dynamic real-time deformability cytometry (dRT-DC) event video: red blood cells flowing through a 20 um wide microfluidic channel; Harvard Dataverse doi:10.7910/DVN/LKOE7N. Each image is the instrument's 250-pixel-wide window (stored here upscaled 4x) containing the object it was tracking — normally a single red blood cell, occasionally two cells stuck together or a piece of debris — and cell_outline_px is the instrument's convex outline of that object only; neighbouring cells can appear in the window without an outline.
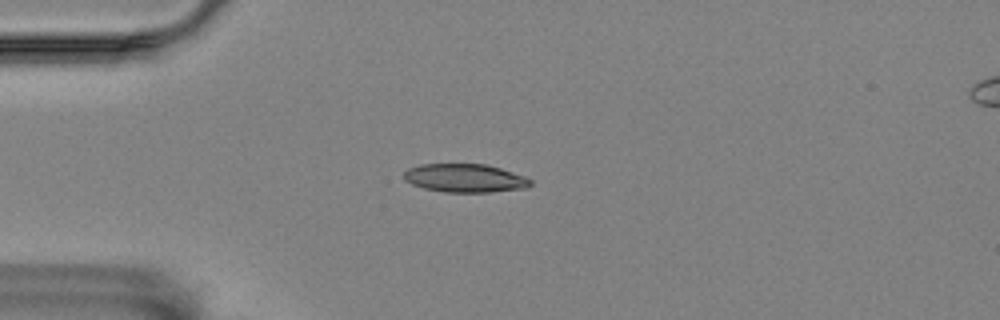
{"species": "Egyptian fruit bat (a non-hibernating species)", "species_latin": "Rousettus aegyptiacus", "temperature_condition": "room temperature", "stored_images_in_passage": 6, "camera_frame_rate_fps": 3000, "um_per_image_px": 0.085, "animal": {"sex": "female"}, "frame": {"image": 1, "passage_image": 4, "time_ms": 1.0, "image_size_px": [1000, 320], "cell_outline_px": [[532, 184], [524, 188], [492, 192], [444, 192], [424, 188], [412, 184], [404, 180], [404, 172], [408, 168], [420, 164], [484, 164], [500, 168], [524, 176], [532, 180]], "centroid_in_image_um": [39.5, 15.14], "position_along_channel_um": 45.5, "area_um2": 20.92}}
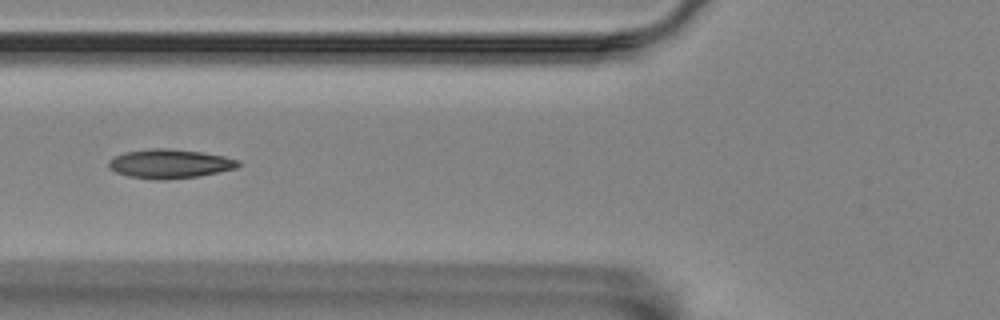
{"frame": {"image": 2, "passage_image": 6, "time_ms": 1.667, "image_size_px": [1000, 320], "cell_outline_px": [[240, 164], [236, 168], [196, 176], [164, 180], [156, 180], [128, 176], [116, 172], [108, 168], [108, 160], [124, 152], [152, 148], [168, 148], [200, 152], [224, 156], [236, 160]], "centroid_in_image_um": [14.36, 13.92], "position_along_channel_um": 111.4, "area_um2": 21.73}}